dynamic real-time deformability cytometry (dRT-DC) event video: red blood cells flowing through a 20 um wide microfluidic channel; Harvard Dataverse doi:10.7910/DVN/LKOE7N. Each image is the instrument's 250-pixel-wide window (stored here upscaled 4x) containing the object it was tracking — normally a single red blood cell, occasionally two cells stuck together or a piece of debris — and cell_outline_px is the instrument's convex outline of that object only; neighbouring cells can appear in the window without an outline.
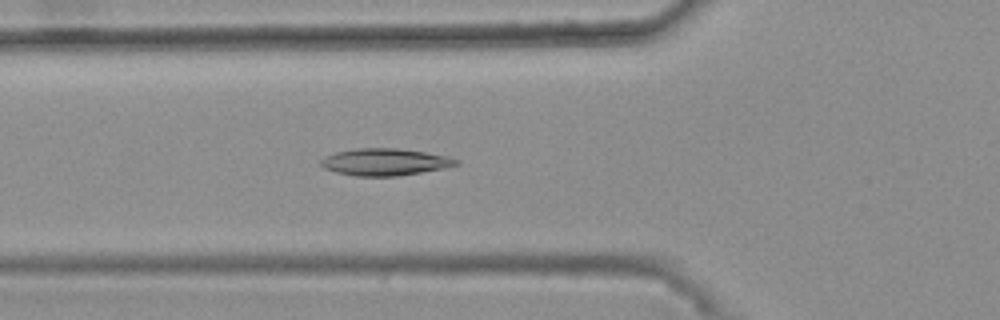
{"species": "common noctule bat (a hibernating species)", "species_latin": "Nyctalus noctula", "temperature_condition": "warm", "stored_images_in_passage": 47, "camera_frame_rate_fps": 3000, "um_per_image_px": 0.085, "animal": {"sex": "female", "body_mass_g": 25.1}, "frame": {"image": 1, "passage_image": 19, "time_ms": 6.0, "image_size_px": [1000, 320], "cell_outline_px": [[460, 164], [444, 168], [396, 176], [356, 176], [336, 172], [324, 168], [320, 164], [320, 160], [324, 156], [336, 152], [356, 148], [396, 148], [424, 152], [448, 156], [460, 160]], "centroid_in_image_um": [32.71, 13.76], "position_along_channel_um": 93.1, "area_um2": 21.27}}
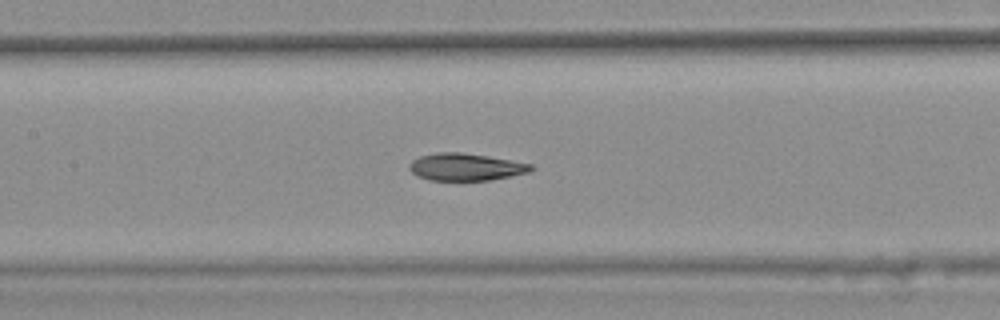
{"frame": {"image": 2, "passage_image": 25, "time_ms": 8.0, "image_size_px": [1000, 320], "cell_outline_px": [[536, 168], [528, 172], [488, 180], [428, 180], [416, 176], [408, 168], [408, 164], [412, 160], [420, 156], [436, 152], [460, 152], [488, 156], [532, 164]], "centroid_in_image_um": [39.54, 14.18], "position_along_channel_um": 167.9, "area_um2": 19.31}}
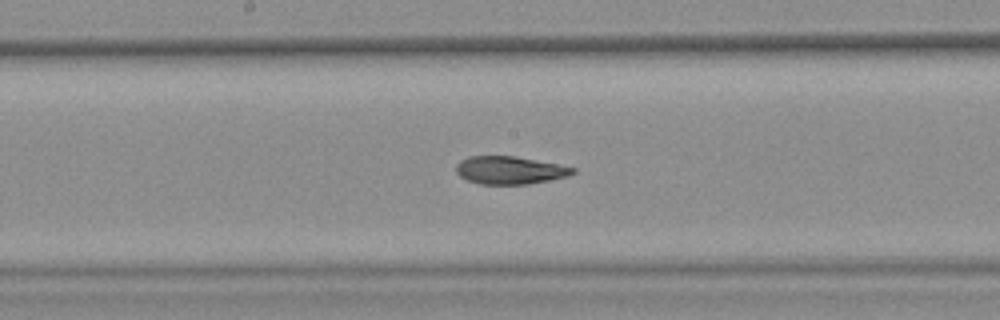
{"frame": {"image": 3, "passage_image": 28, "time_ms": 9.0, "image_size_px": [1000, 320], "cell_outline_px": [[576, 172], [568, 176], [528, 184], [480, 184], [468, 180], [460, 176], [456, 172], [456, 164], [460, 160], [468, 156], [516, 156], [576, 168]], "centroid_in_image_um": [43.31, 14.46], "position_along_channel_um": 204.9, "area_um2": 18.84}, "authors_computed_cell_mechanics": {"area_um2": 19.9988, "velocity_mm_per_s": 3.7237, "shape_relaxation_time_tau1_ms": null, "shape_relaxation_time_tau2_ms": 3.3336, "deformation_change_tau1": null, "deformation_change_tau2": 0.0967}}